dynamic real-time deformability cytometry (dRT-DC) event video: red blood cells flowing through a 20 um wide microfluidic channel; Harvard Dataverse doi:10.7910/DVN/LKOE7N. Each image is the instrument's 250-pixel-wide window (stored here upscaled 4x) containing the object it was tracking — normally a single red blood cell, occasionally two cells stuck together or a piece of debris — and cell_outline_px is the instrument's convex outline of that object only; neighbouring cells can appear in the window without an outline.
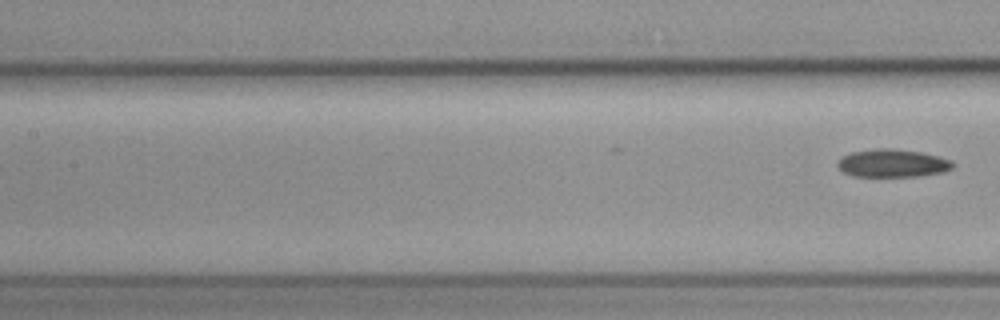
{"species": "common noctule bat (a hibernating species)", "species_latin": "Nyctalus noctula", "temperature_condition": "cold", "stored_images_in_passage": 8, "segment_of_instrument_passage": [2, 2], "camera_frame_rate_fps": 3000, "um_per_image_px": 0.085, "animal": {"sex": "female", "body_mass_g": 19.3, "forearm_length_mm": 54.1}, "frame": {"image": 1, "passage_image": 8, "time_ms": 9.667, "image_size_px": [1000, 320], "cell_outline_px": [[956, 164], [952, 168], [944, 172], [916, 176], [852, 176], [844, 172], [836, 164], [844, 156], [852, 152], [876, 148], [892, 148], [920, 152], [952, 160]], "centroid_in_image_um": [75.89, 13.87], "position_along_channel_um": 131.5, "area_um2": 18.61}}